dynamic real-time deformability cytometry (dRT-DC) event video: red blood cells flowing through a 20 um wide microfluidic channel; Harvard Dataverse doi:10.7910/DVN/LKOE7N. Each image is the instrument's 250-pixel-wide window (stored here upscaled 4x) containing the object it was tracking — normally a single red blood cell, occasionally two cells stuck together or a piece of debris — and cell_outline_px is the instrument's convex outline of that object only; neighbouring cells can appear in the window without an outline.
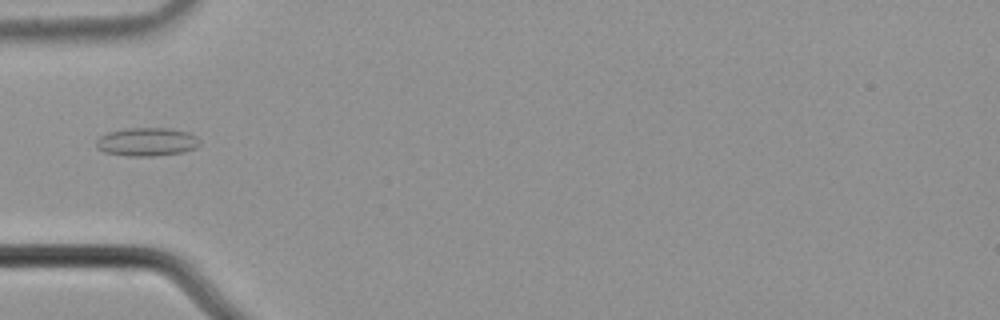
{"species": "common noctule bat (a hibernating species)", "species_latin": "Nyctalus noctula", "temperature_condition": "cold", "stored_images_in_passage": 7, "camera_frame_rate_fps": 3000, "um_per_image_px": 0.085, "animal": {"sex": "male", "body_mass_g": 21.5, "forearm_length_mm": 52.0}, "frame": {"image": 1, "passage_image": 5, "time_ms": 1.333, "image_size_px": [1000, 320], "cell_outline_px": [[200, 144], [196, 148], [184, 152], [156, 156], [128, 156], [104, 152], [96, 148], [96, 140], [100, 136], [108, 132], [124, 128], [172, 128], [188, 132], [196, 136], [200, 140]], "centroid_in_image_um": [12.49, 12.06], "position_along_channel_um": 72.5, "area_um2": 17.4}}
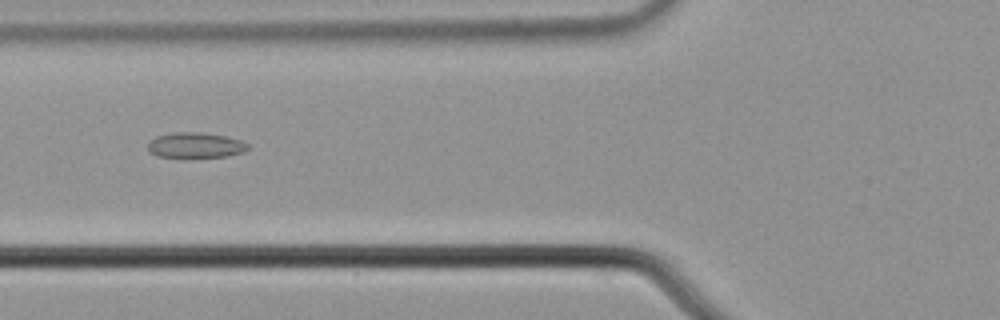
{"frame": {"image": 2, "passage_image": 6, "time_ms": 1.667, "image_size_px": [1000, 320], "cell_outline_px": [[248, 148], [244, 152], [228, 156], [184, 160], [156, 156], [148, 152], [148, 144], [156, 136], [172, 132], [204, 132], [228, 136], [240, 140], [248, 144]], "centroid_in_image_um": [16.59, 12.39], "position_along_channel_um": 109.2, "area_um2": 15.72}}
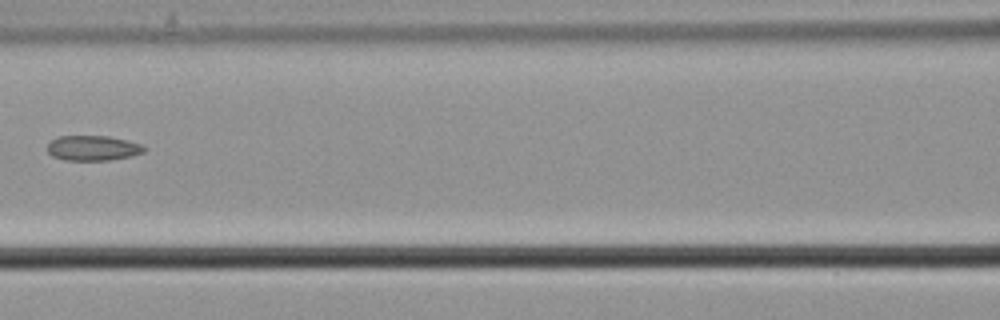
{"frame": {"image": 3, "passage_image": 7, "time_ms": 2.0, "image_size_px": [1000, 320], "cell_outline_px": [[144, 152], [132, 156], [108, 160], [64, 160], [52, 156], [48, 152], [48, 144], [52, 140], [60, 136], [108, 136], [140, 144], [144, 148]], "centroid_in_image_um": [7.87, 12.59], "position_along_channel_um": 158.7, "area_um2": 13.93}}